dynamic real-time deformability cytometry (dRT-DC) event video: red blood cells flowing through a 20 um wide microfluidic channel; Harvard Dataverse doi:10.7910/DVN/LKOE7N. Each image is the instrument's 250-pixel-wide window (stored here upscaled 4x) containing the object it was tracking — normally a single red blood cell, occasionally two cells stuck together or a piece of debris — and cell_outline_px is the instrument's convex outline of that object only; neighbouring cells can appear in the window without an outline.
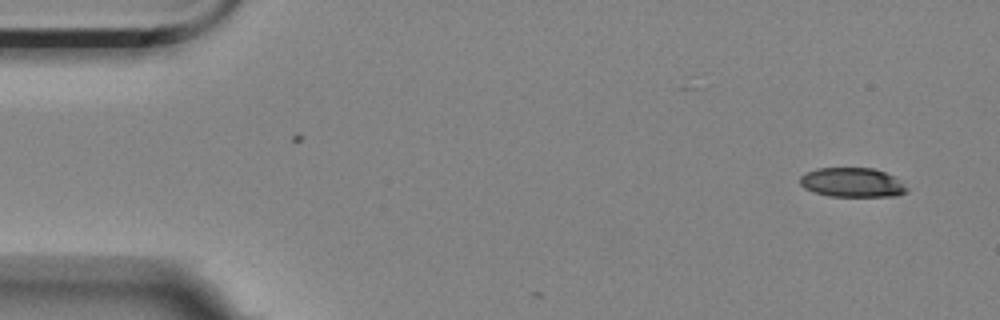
{"species": "Egyptian fruit bat (a non-hibernating species)", "species_latin": "Rousettus aegyptiacus", "temperature_condition": "room temperature", "stored_images_in_passage": 3, "camera_frame_rate_fps": 3000, "um_per_image_px": 0.085, "animal": {"sex": "female"}, "frame": {"image": 1, "passage_image": 1, "time_ms": 0.0, "image_size_px": [1000, 320], "cell_outline_px": [[908, 192], [896, 196], [832, 196], [816, 192], [804, 188], [800, 184], [800, 176], [804, 172], [816, 168], [872, 168], [884, 172], [892, 176], [908, 188]], "centroid_in_image_um": [72.41, 15.5], "position_along_channel_um": 12.6, "area_um2": 18.15}}